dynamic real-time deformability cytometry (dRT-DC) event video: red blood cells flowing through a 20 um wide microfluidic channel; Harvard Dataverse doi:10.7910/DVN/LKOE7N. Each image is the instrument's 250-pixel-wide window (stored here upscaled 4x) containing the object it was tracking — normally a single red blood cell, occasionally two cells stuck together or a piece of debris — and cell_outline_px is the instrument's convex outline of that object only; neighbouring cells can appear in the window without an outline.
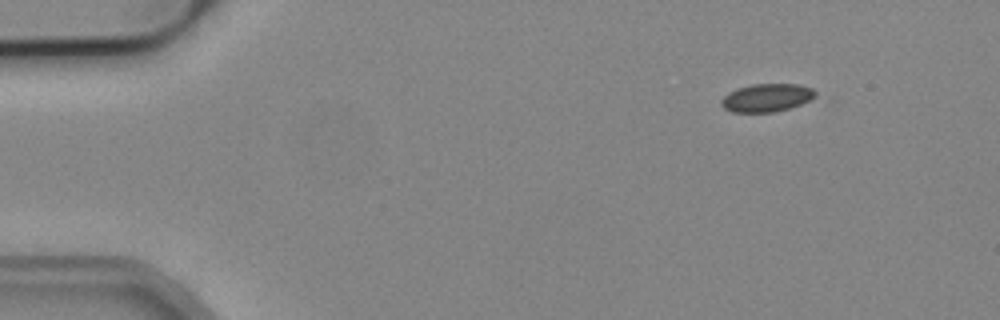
{"species": "common noctule bat (a hibernating species)", "species_latin": "Nyctalus noctula", "temperature_condition": "cold", "stored_images_in_passage": 5, "camera_frame_rate_fps": 3000, "um_per_image_px": 0.085, "animal": {"sex": "male", "body_mass_g": 19.2, "forearm_length_mm": 51.8}, "frame": {"image": 1, "passage_image": 1, "time_ms": 0.0, "image_size_px": [1000, 320], "cell_outline_px": [[816, 96], [800, 104], [788, 108], [772, 112], [732, 112], [724, 108], [720, 104], [720, 100], [728, 92], [736, 88], [752, 84], [796, 84], [812, 88], [816, 92]], "centroid_in_image_um": [65.12, 8.3], "position_along_channel_um": 19.9, "area_um2": 15.32}}
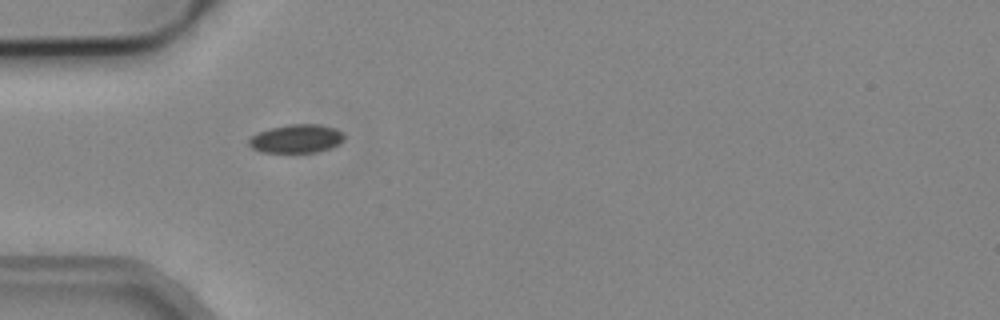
{"frame": {"image": 2, "passage_image": 4, "time_ms": 1.0, "image_size_px": [1000, 320], "cell_outline_px": [[344, 140], [328, 148], [316, 152], [260, 152], [252, 148], [248, 144], [248, 140], [252, 136], [268, 128], [288, 124], [320, 124], [336, 128], [344, 132]], "centroid_in_image_um": [25.19, 11.77], "position_along_channel_um": 59.8, "area_um2": 15.84}}